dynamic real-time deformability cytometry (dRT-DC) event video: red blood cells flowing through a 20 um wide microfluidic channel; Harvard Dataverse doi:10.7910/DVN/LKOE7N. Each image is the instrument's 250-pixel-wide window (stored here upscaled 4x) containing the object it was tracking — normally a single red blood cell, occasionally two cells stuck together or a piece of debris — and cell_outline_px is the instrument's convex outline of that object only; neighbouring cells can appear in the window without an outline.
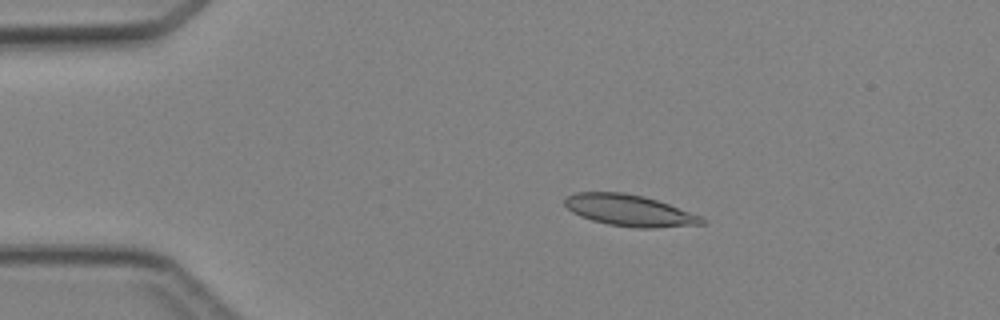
{"species": "Egyptian fruit bat (a non-hibernating species)", "species_latin": "Rousettus aegyptiacus", "temperature_condition": "cold", "stored_images_in_passage": 3, "camera_frame_rate_fps": 3000, "um_per_image_px": 0.085, "animal": {"sex": "female"}, "frame": {"image": 1, "passage_image": 2, "time_ms": 1.333, "image_size_px": [1000, 320], "cell_outline_px": [[708, 220], [704, 224], [652, 228], [636, 228], [608, 224], [592, 220], [580, 216], [572, 212], [564, 204], [564, 196], [576, 192], [624, 192], [644, 196], [668, 204], [700, 216]], "centroid_in_image_um": [53.47, 17.88], "position_along_channel_um": 31.5, "area_um2": 25.09}}